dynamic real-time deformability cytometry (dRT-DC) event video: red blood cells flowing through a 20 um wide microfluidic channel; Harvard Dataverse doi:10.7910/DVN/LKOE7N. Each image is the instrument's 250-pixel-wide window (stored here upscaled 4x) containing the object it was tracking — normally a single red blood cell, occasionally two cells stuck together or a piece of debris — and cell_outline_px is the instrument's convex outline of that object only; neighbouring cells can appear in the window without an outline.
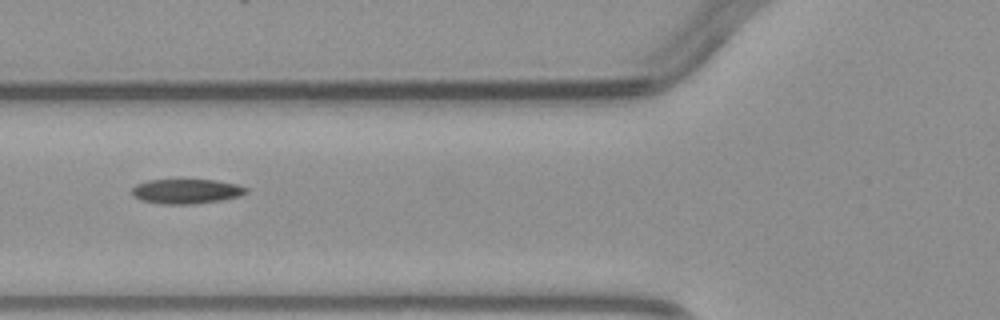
{"species": "common noctule bat (a hibernating species)", "species_latin": "Nyctalus noctula", "temperature_condition": "warm", "stored_images_in_passage": 6, "camera_frame_rate_fps": 3000, "um_per_image_px": 0.085, "animal": {"sex": "male", "body_mass_g": 23.1, "forearm_length_mm": 52.7}, "frame": {"image": 1, "passage_image": 5, "time_ms": 4.667, "image_size_px": [1000, 320], "cell_outline_px": [[248, 192], [240, 196], [220, 200], [192, 204], [160, 204], [140, 200], [132, 192], [132, 188], [136, 184], [148, 180], [216, 180], [236, 184], [248, 188]], "centroid_in_image_um": [15.85, 16.26], "position_along_channel_um": 110.0, "area_um2": 16.36}}
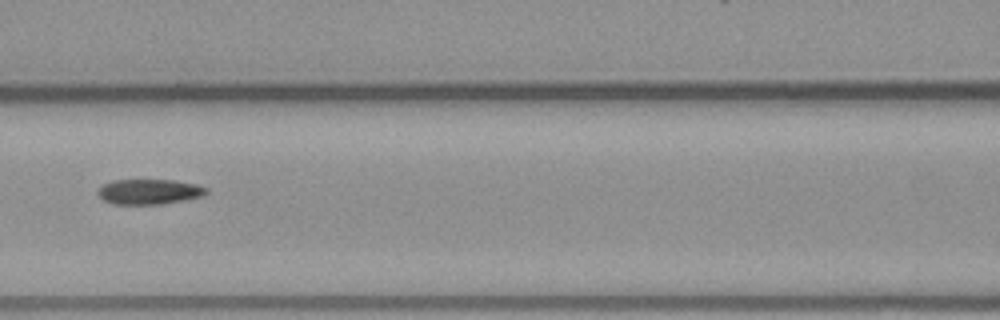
{"frame": {"image": 2, "passage_image": 6, "time_ms": 5.667, "image_size_px": [1000, 320], "cell_outline_px": [[208, 192], [204, 196], [164, 204], [112, 204], [104, 200], [96, 192], [100, 184], [112, 180], [176, 180], [196, 184], [208, 188]], "centroid_in_image_um": [12.67, 16.29], "position_along_channel_um": 153.9, "area_um2": 16.18}}